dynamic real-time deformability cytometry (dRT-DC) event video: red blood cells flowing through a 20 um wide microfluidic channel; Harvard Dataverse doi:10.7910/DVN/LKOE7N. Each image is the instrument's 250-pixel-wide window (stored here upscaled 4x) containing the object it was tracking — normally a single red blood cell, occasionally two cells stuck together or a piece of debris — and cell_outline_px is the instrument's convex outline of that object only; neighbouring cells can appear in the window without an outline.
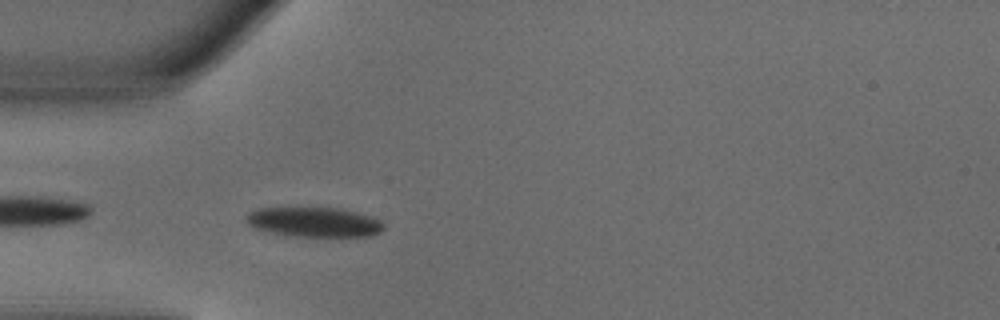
{"species": "common noctule bat (a hibernating species)", "species_latin": "Nyctalus noctula", "temperature_condition": "warm", "stored_images_in_passage": 37, "camera_frame_rate_fps": 3000, "um_per_image_px": 0.085, "animal": {"sex": "male", "body_mass_g": 18.8}, "frame": {"image": 1, "passage_image": 2, "time_ms": 0.333, "image_size_px": [1000, 320], "cell_outline_px": [[384, 228], [380, 232], [372, 236], [340, 240], [292, 236], [268, 232], [256, 228], [248, 224], [244, 220], [244, 216], [248, 212], [260, 208], [300, 204], [336, 208], [356, 212], [380, 220], [384, 224]], "centroid_in_image_um": [26.69, 18.88], "position_along_channel_um": 58.3, "area_um2": 26.01}}
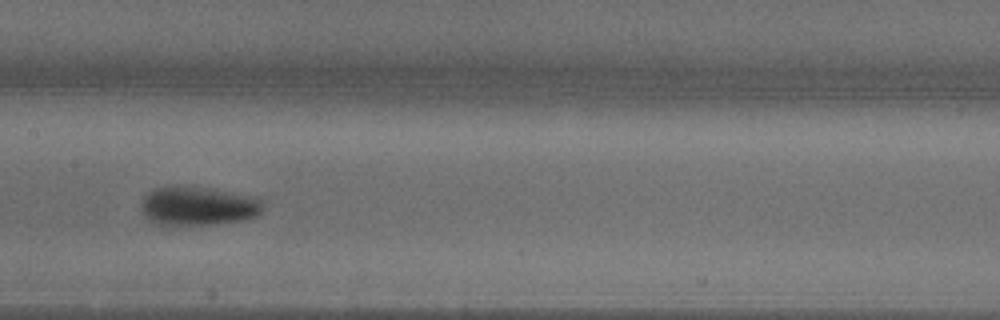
{"frame": {"image": 2, "passage_image": 12, "time_ms": 3.667, "image_size_px": [1000, 320], "cell_outline_px": [[264, 208], [256, 216], [248, 220], [216, 224], [156, 224], [144, 212], [140, 204], [140, 200], [148, 192], [156, 188], [168, 184], [180, 184], [208, 188], [256, 196], [264, 200]], "centroid_in_image_um": [16.89, 17.47], "position_along_channel_um": 190.5, "area_um2": 28.15}}
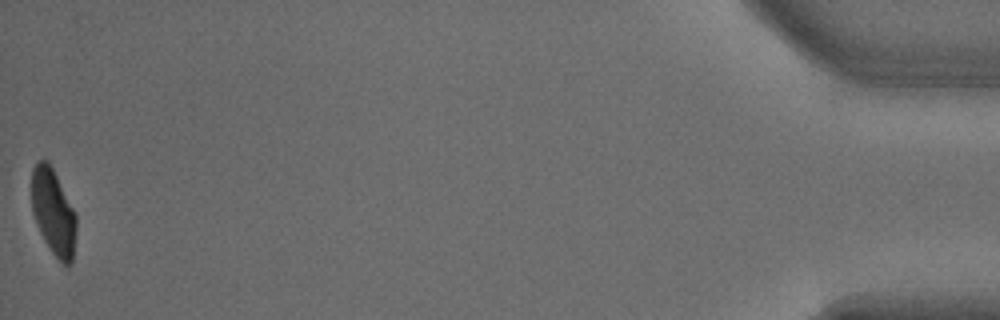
{"frame": {"image": 3, "passage_image": 37, "time_ms": 12.0, "image_size_px": [1000, 320], "cell_outline_px": [[76, 228], [72, 264], [68, 268], [52, 252], [44, 240], [40, 232], [32, 212], [32, 168], [40, 160], [48, 160], [76, 212]], "centroid_in_image_um": [4.55, 18.04], "position_along_channel_um": 430.7, "area_um2": 22.37}, "authors_computed_cell_mechanics": {"area_um2": 25.8944, "velocity_mm_per_s": 4.0475, "shape_relaxation_time_tau1_ms": 2.8016, "shape_relaxation_time_tau2_ms": null, "deformation_change_tau1": 0.1649, "deformation_change_tau2": null}}